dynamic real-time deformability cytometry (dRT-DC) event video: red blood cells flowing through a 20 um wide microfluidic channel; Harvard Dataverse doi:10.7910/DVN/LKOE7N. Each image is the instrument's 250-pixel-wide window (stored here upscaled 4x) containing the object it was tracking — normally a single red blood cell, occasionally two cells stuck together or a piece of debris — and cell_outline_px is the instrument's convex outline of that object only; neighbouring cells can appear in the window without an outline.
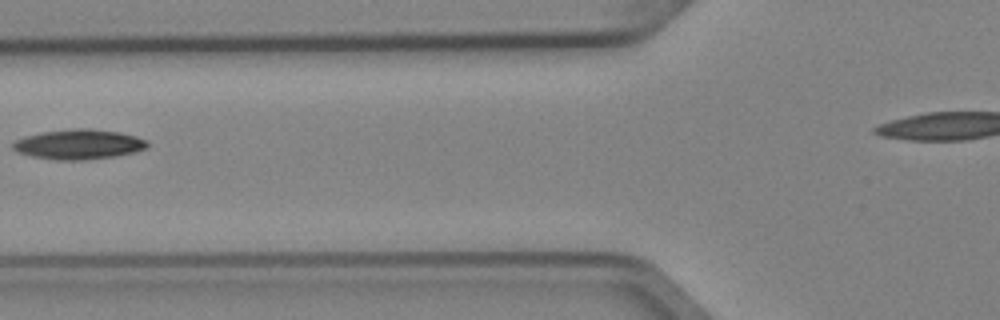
{"species": "Egyptian fruit bat (a non-hibernating species)", "species_latin": "Rousettus aegyptiacus", "temperature_condition": "cold", "stored_images_in_passage": 3, "camera_frame_rate_fps": 3000, "um_per_image_px": 0.085, "animal": {"sex": "female"}, "frame": {"image": 1, "passage_image": 3, "time_ms": 0.667, "image_size_px": [1000, 320], "cell_outline_px": [[148, 148], [116, 156], [84, 160], [56, 160], [32, 156], [16, 152], [12, 148], [12, 144], [16, 140], [24, 136], [44, 132], [72, 128], [92, 128], [120, 132], [136, 136], [148, 140]], "centroid_in_image_um": [6.7, 12.26], "position_along_channel_um": 119.1, "area_um2": 23.58}}